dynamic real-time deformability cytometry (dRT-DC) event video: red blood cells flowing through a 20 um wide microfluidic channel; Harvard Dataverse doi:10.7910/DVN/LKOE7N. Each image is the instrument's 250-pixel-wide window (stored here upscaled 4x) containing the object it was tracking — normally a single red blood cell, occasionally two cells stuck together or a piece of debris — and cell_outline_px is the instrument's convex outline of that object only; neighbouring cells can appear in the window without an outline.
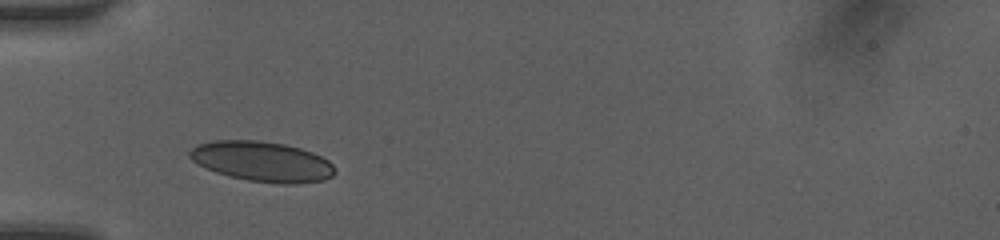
{"species": "human", "species_latin": "Homo sapiens", "temperature_condition": "room temperature", "stored_images_in_passage": 32, "camera_frame_rate_fps": 3000, "um_per_image_px": 0.085, "donor": {"sex": "female"}, "frame": {"image": 1, "passage_image": 1, "time_ms": 0.0, "image_size_px": [1000, 240], "cell_outline_px": [[336, 172], [332, 176], [324, 180], [292, 184], [284, 184], [248, 180], [216, 172], [204, 168], [192, 160], [188, 156], [188, 152], [196, 144], [212, 140], [256, 140], [284, 144], [300, 148], [312, 152], [328, 160], [336, 168]], "centroid_in_image_um": [22.27, 13.72], "position_along_channel_um": 62.7, "area_um2": 33.99}}
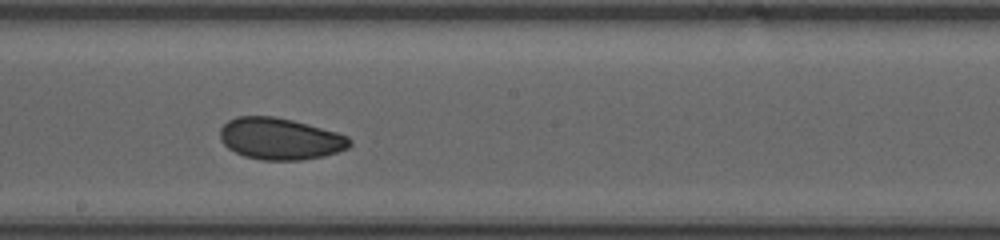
{"frame": {"image": 2, "passage_image": 13, "time_ms": 4.0, "image_size_px": [1000, 240], "cell_outline_px": [[352, 144], [348, 148], [324, 156], [300, 160], [260, 160], [244, 156], [228, 148], [220, 140], [220, 128], [228, 120], [236, 116], [276, 116], [308, 124], [336, 132], [348, 136], [352, 140]], "centroid_in_image_um": [23.8, 11.79], "position_along_channel_um": 224.4, "area_um2": 31.62}}
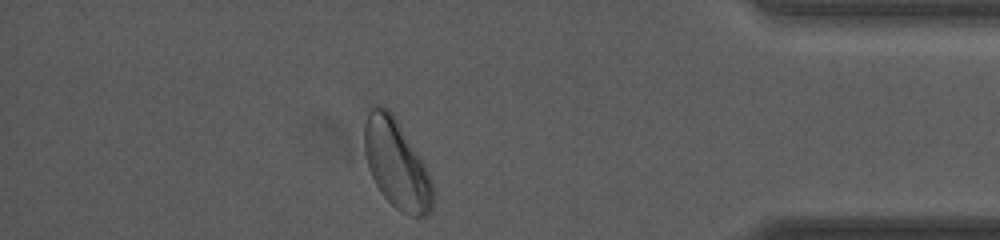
{"frame": {"image": 3, "passage_image": 28, "time_ms": 9.0, "image_size_px": [1000, 240], "cell_outline_px": [[432, 212], [428, 216], [408, 216], [400, 212], [380, 192], [368, 168], [364, 152], [364, 124], [368, 104], [376, 104], [388, 108], [392, 112], [424, 164], [428, 172], [432, 184]], "centroid_in_image_um": [33.66, 13.91], "position_along_channel_um": 401.5, "area_um2": 35.6}, "authors_computed_cell_mechanics": {"area_um2": 31.9923, "velocity_mm_per_s": 4.1624, "shape_relaxation_time_tau1_ms": 3.1878, "shape_relaxation_time_tau2_ms": 2.0699, "deformation_change_tau1": 0.087, "deformation_change_tau2": 0.0518}}